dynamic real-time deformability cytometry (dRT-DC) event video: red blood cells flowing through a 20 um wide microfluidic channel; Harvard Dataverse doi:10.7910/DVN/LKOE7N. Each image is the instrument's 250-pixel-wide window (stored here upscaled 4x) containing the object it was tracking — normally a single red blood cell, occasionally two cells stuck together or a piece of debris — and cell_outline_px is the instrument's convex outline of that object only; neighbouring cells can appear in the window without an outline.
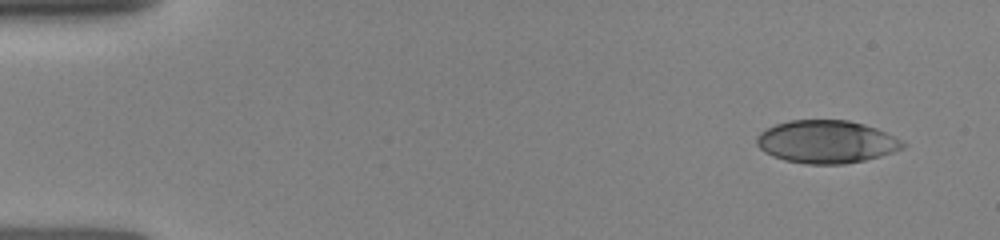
{"species": "human", "species_latin": "Homo sapiens", "temperature_condition": "room temperature", "stored_images_in_passage": 6, "camera_frame_rate_fps": 3000, "um_per_image_px": 0.085, "donor": {"sex": "female"}, "frame": {"image": 1, "passage_image": 1, "time_ms": 0.0, "image_size_px": [1000, 240], "cell_outline_px": [[908, 144], [904, 148], [880, 156], [864, 160], [844, 164], [808, 164], [784, 160], [772, 156], [764, 152], [756, 144], [756, 136], [760, 132], [776, 124], [788, 120], [848, 120], [864, 124], [876, 128]], "centroid_in_image_um": [70.22, 12.05], "position_along_channel_um": 14.8, "area_um2": 36.41}}
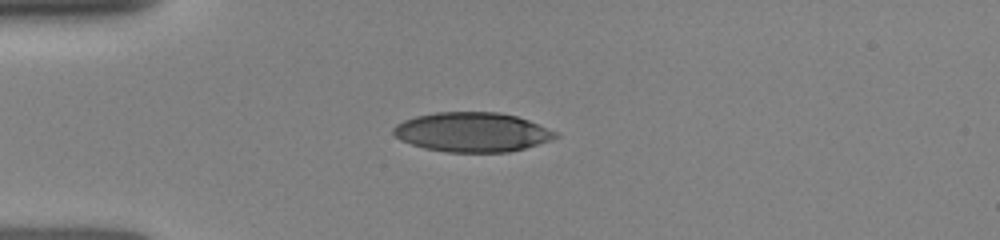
{"frame": {"image": 2, "passage_image": 5, "time_ms": 3.0, "image_size_px": [1000, 240], "cell_outline_px": [[560, 136], [552, 140], [524, 148], [508, 152], [448, 152], [424, 148], [400, 140], [392, 132], [392, 128], [396, 124], [404, 120], [416, 116], [436, 112], [500, 112], [516, 116], [528, 120], [560, 132]], "centroid_in_image_um": [40.16, 11.23], "position_along_channel_um": 44.8, "area_um2": 37.45}}